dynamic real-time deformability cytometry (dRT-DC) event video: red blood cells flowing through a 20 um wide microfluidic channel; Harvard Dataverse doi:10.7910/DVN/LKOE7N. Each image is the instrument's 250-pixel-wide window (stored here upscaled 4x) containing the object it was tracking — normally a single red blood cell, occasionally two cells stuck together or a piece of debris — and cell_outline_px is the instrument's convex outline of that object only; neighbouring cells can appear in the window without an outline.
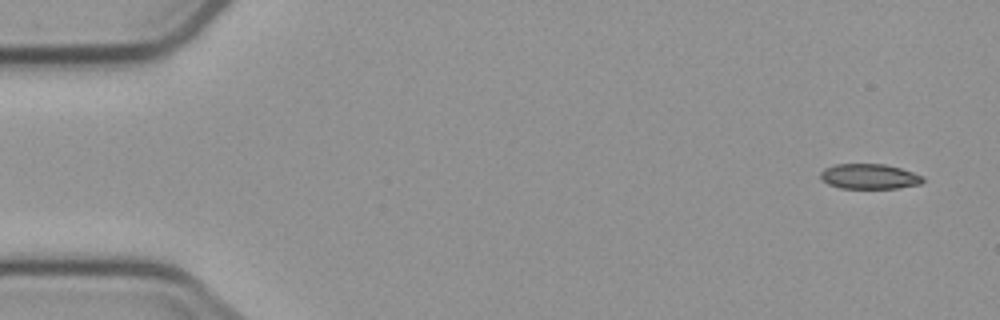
{"species": "common noctule bat (a hibernating species)", "species_latin": "Nyctalus noctula", "temperature_condition": "cold", "stored_images_in_passage": 7, "camera_frame_rate_fps": 3000, "um_per_image_px": 0.085, "animal": {"sex": "male", "body_mass_g": 23.1, "forearm_length_mm": 52.7}, "frame": {"image": 1, "passage_image": 1, "time_ms": 0.0, "image_size_px": [1000, 320], "cell_outline_px": [[924, 180], [920, 184], [900, 188], [840, 188], [828, 184], [820, 180], [820, 172], [824, 168], [836, 164], [884, 164], [900, 168], [924, 176]], "centroid_in_image_um": [73.87, 15.0], "position_along_channel_um": 11.1, "area_um2": 15.09}}
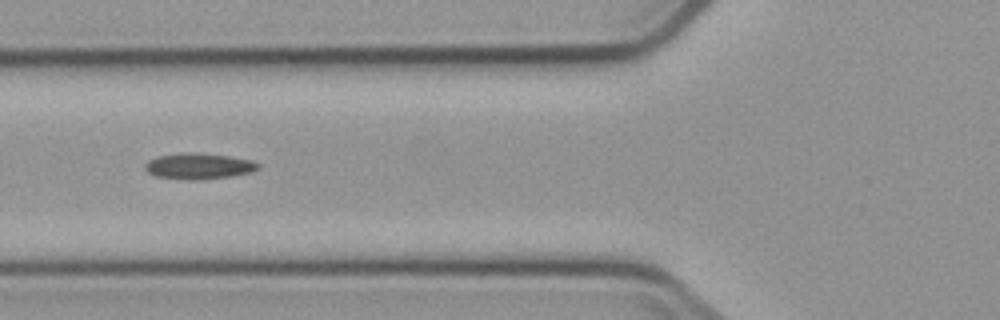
{"frame": {"image": 2, "passage_image": 6, "time_ms": 6.0, "image_size_px": [1000, 320], "cell_outline_px": [[260, 168], [252, 172], [232, 176], [196, 180], [188, 180], [156, 176], [148, 172], [144, 168], [144, 164], [148, 160], [156, 156], [184, 152], [196, 152], [228, 156], [252, 160], [260, 164]], "centroid_in_image_um": [16.89, 14.11], "position_along_channel_um": 108.9, "area_um2": 17.28}}
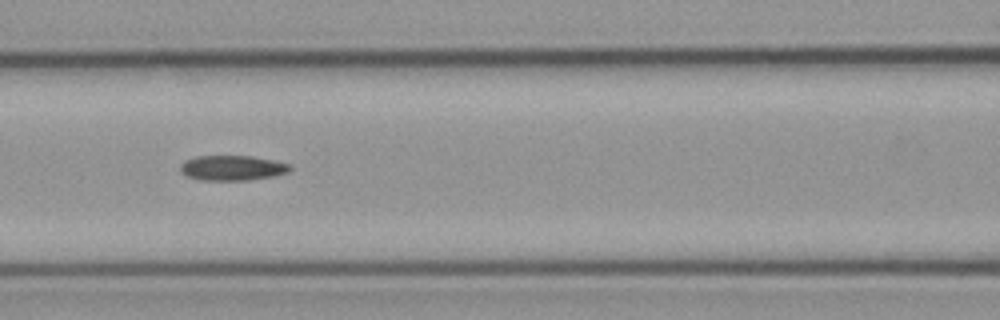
{"frame": {"image": 3, "passage_image": 7, "time_ms": 7.0, "image_size_px": [1000, 320], "cell_outline_px": [[292, 168], [288, 172], [272, 176], [248, 180], [200, 180], [188, 176], [180, 172], [180, 164], [184, 160], [196, 156], [252, 156], [292, 164]], "centroid_in_image_um": [19.73, 14.27], "position_along_channel_um": 146.9, "area_um2": 16.07}}